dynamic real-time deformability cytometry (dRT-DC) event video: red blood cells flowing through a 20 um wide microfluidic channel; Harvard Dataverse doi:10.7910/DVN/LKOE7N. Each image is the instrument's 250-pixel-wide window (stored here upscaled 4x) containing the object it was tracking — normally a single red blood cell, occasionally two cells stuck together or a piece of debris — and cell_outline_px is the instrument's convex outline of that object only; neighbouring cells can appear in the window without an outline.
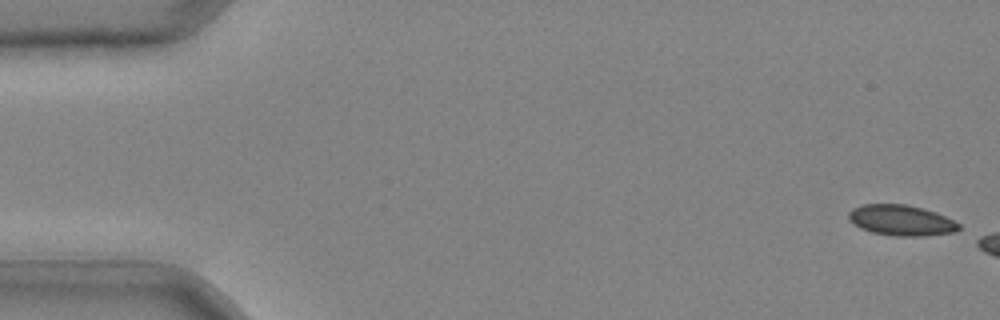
{"species": "common noctule bat (a hibernating species)", "species_latin": "Nyctalus noctula", "temperature_condition": "cold", "stored_images_in_passage": 5, "camera_frame_rate_fps": 3000, "um_per_image_px": 0.085, "animal": {"sex": "male", "body_mass_g": 20.4}, "frame": {"image": 1, "passage_image": 1, "time_ms": 0.0, "image_size_px": [1000, 320], "cell_outline_px": [[960, 228], [956, 232], [924, 236], [896, 236], [872, 232], [860, 228], [848, 220], [848, 212], [852, 208], [864, 204], [904, 204], [936, 212], [960, 224]], "centroid_in_image_um": [76.58, 18.73], "position_along_channel_um": 8.4, "area_um2": 19.65}}